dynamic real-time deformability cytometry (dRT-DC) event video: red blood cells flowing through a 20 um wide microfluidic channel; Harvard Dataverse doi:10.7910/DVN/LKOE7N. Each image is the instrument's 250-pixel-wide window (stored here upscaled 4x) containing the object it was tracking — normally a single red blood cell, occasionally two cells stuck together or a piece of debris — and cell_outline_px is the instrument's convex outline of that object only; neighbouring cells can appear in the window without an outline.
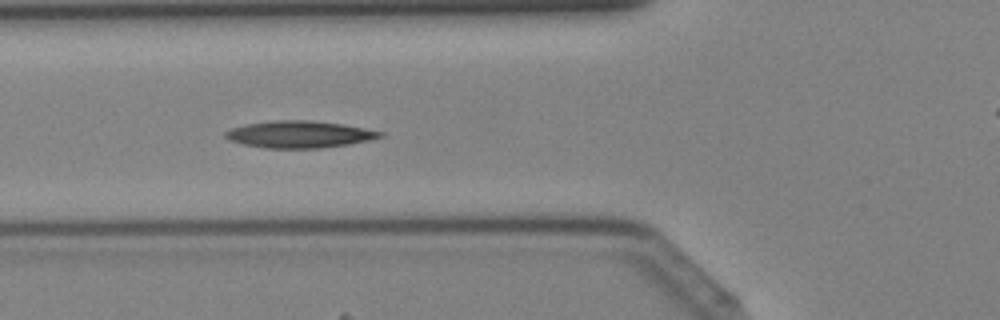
{"species": "Egyptian fruit bat (a non-hibernating species)", "species_latin": "Rousettus aegyptiacus", "temperature_condition": "cold", "stored_images_in_passage": 41, "camera_frame_rate_fps": 3000, "um_per_image_px": 0.085, "animal": {"sex": "female"}, "frame": {"image": 1, "passage_image": 13, "time_ms": 4.0, "image_size_px": [1000, 320], "cell_outline_px": [[384, 136], [368, 140], [348, 144], [320, 148], [264, 148], [244, 144], [228, 140], [224, 136], [224, 132], [232, 128], [244, 124], [276, 120], [312, 120], [344, 124], [384, 132]], "centroid_in_image_um": [25.43, 11.41], "position_along_channel_um": 100.4, "area_um2": 24.33}}
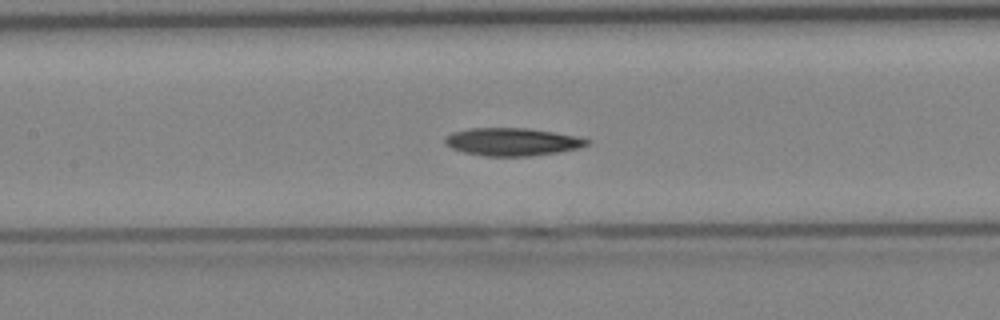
{"frame": {"image": 2, "passage_image": 17, "time_ms": 5.333, "image_size_px": [1000, 320], "cell_outline_px": [[592, 144], [576, 148], [556, 152], [528, 156], [484, 156], [464, 152], [452, 148], [444, 144], [444, 140], [452, 132], [468, 128], [532, 128], [556, 132], [576, 136], [592, 140]], "centroid_in_image_um": [43.56, 12.04], "position_along_channel_um": 163.8, "area_um2": 23.06}}
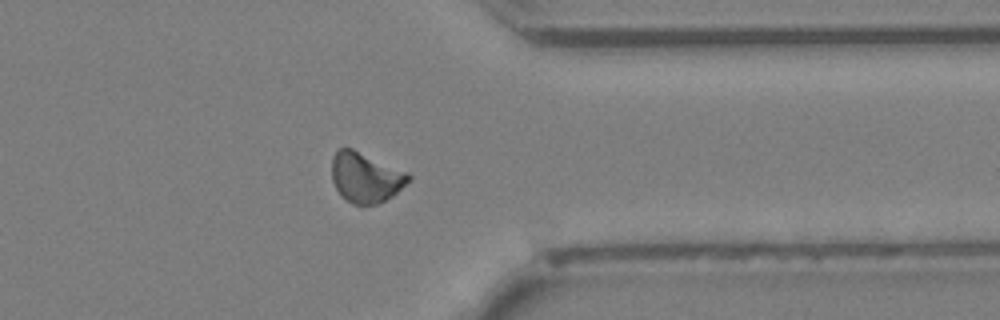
{"frame": {"image": 3, "passage_image": 31, "time_ms": 10.0, "image_size_px": [1000, 320], "cell_outline_px": [[412, 180], [392, 196], [376, 204], [352, 204], [336, 188], [332, 180], [332, 156], [340, 148], [352, 148], [408, 172], [412, 176]], "centroid_in_image_um": [31.11, 15.06], "position_along_channel_um": 380.3, "area_um2": 22.25}}